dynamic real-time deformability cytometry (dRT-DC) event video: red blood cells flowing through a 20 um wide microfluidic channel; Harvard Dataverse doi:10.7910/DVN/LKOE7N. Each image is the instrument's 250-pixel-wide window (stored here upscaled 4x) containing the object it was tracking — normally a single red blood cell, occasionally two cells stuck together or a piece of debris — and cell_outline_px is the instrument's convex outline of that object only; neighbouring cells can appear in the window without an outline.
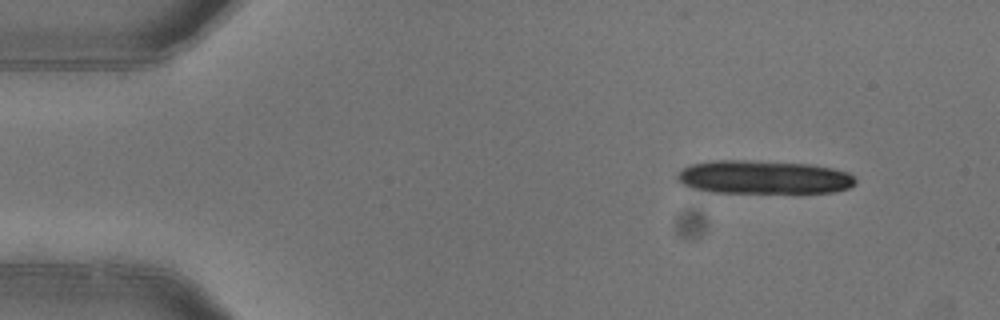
{"species": "common noctule bat (a hibernating species)", "species_latin": "Nyctalus noctula", "temperature_condition": "warm", "stored_images_in_passage": 6, "camera_frame_rate_fps": 3000, "um_per_image_px": 0.085, "animal": {"sex": "female"}, "frame": {"image": 1, "passage_image": 1, "time_ms": 0.0, "image_size_px": [1000, 320], "cell_outline_px": [[856, 184], [848, 188], [832, 192], [708, 192], [692, 188], [676, 180], [676, 176], [680, 168], [692, 164], [712, 160], [748, 160], [812, 164], [832, 168], [848, 172], [856, 180]], "centroid_in_image_um": [64.86, 15.05], "position_along_channel_um": 20.1, "area_um2": 34.85}}
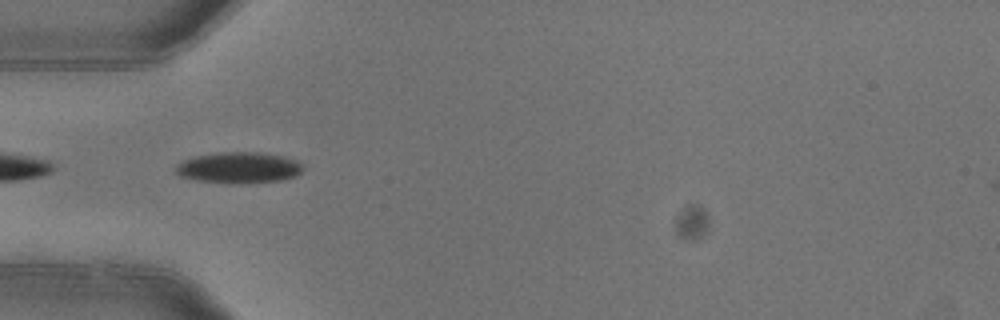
{"frame": {"image": 2, "passage_image": 4, "time_ms": 1.0, "image_size_px": [1000, 320], "cell_outline_px": [[304, 168], [296, 176], [280, 180], [196, 180], [180, 176], [176, 172], [176, 164], [180, 160], [196, 156], [224, 152], [256, 152], [280, 156], [296, 160], [304, 164]], "centroid_in_image_um": [20.29, 14.19], "position_along_channel_um": 64.7, "area_um2": 21.79}}